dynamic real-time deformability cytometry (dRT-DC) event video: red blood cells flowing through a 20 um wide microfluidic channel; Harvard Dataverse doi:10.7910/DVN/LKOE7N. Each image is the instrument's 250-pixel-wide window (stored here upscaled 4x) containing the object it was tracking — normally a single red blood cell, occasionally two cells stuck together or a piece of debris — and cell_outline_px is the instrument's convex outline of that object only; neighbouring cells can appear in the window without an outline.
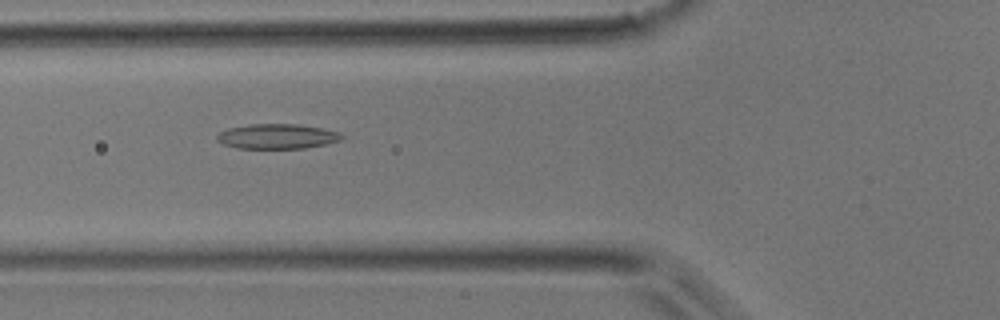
{"species": "common noctule bat (a hibernating species)", "species_latin": "Nyctalus noctula", "temperature_condition": "room temperature", "stored_images_in_passage": 40, "camera_frame_rate_fps": 3000, "um_per_image_px": 0.085, "animal": {"sex": "male", "body_mass_g": 17.9}, "frame": {"image": 1, "passage_image": 16, "time_ms": 5.0, "image_size_px": [1000, 320], "cell_outline_px": [[344, 136], [340, 140], [324, 144], [304, 148], [236, 148], [224, 144], [216, 140], [216, 136], [220, 132], [228, 128], [248, 124], [296, 124], [324, 128], [340, 132]], "centroid_in_image_um": [23.55, 11.58], "position_along_channel_um": 102.3, "area_um2": 18.09}}
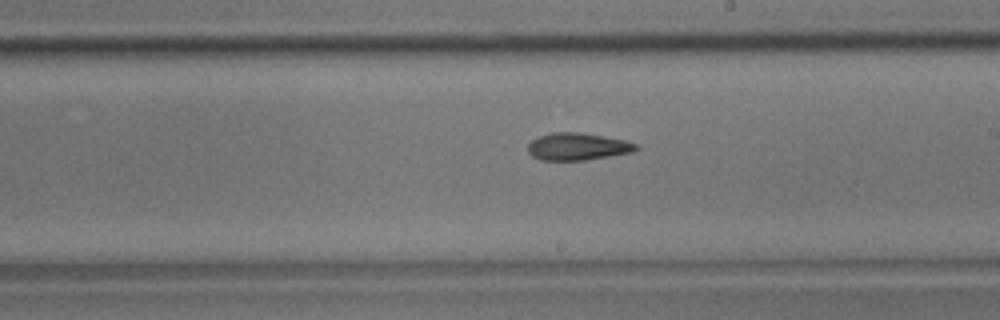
{"frame": {"image": 2, "passage_image": 25, "time_ms": 8.0, "image_size_px": [1000, 320], "cell_outline_px": [[640, 148], [632, 152], [584, 160], [540, 160], [532, 156], [528, 152], [528, 144], [532, 140], [540, 136], [552, 132], [580, 132], [624, 140], [636, 144]], "centroid_in_image_um": [49.07, 12.46], "position_along_channel_um": 239.9, "area_um2": 17.05}}
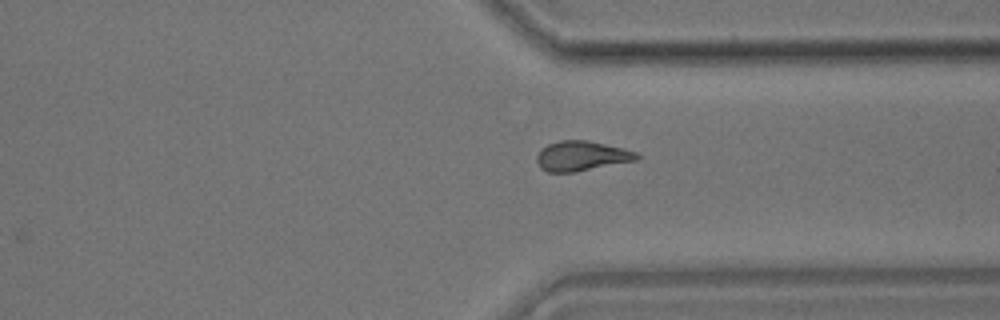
{"frame": {"image": 3, "passage_image": 33, "time_ms": 10.667, "image_size_px": [1000, 320], "cell_outline_px": [[640, 160], [576, 172], [548, 172], [540, 168], [536, 160], [536, 156], [540, 148], [548, 144], [560, 140], [588, 140], [624, 148], [636, 152], [640, 156]], "centroid_in_image_um": [49.45, 13.26], "position_along_channel_um": 362.0, "area_um2": 17.74}}